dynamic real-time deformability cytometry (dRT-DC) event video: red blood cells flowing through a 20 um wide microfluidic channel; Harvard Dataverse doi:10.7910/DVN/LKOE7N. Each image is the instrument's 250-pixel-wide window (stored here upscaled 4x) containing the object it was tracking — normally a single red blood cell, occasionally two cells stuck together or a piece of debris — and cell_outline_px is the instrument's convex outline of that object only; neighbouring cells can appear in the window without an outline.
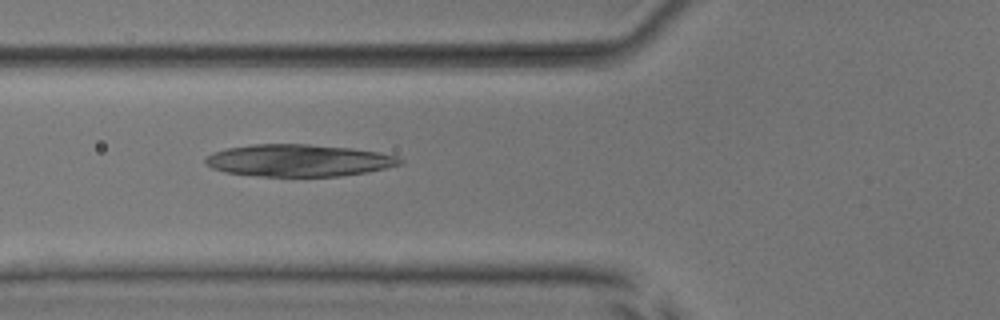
{"species": "common noctule bat (a hibernating species)", "species_latin": "Nyctalus noctula", "temperature_condition": "room temperature", "stored_images_in_passage": 37, "camera_frame_rate_fps": 3000, "um_per_image_px": 0.085, "animal": {"sex": "male", "body_mass_g": 17.9, "forearm_length_mm": 54.2}, "frame": {"image": 1, "passage_image": 8, "time_ms": 2.333, "image_size_px": [1000, 320], "cell_outline_px": [[404, 160], [400, 164], [384, 168], [364, 172], [340, 176], [260, 176], [224, 172], [212, 168], [204, 164], [204, 160], [212, 152], [228, 148], [252, 144], [308, 144], [352, 148], [380, 152], [396, 156]], "centroid_in_image_um": [25.35, 13.63], "position_along_channel_um": 100.5, "area_um2": 36.3}}
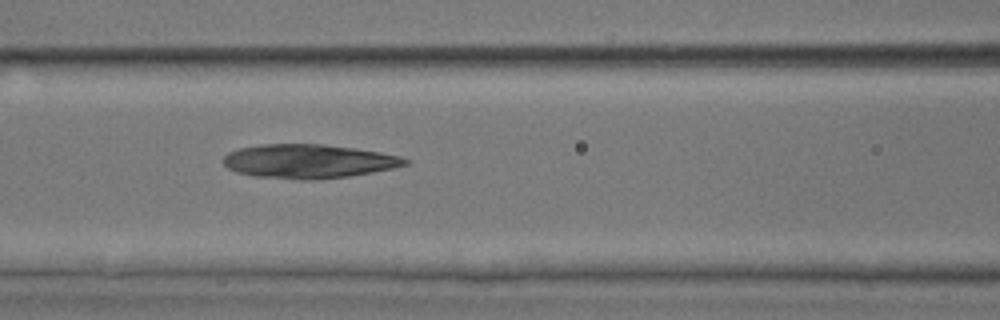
{"frame": {"image": 2, "passage_image": 11, "time_ms": 3.333, "image_size_px": [1000, 320], "cell_outline_px": [[412, 160], [408, 164], [392, 168], [372, 172], [348, 176], [316, 180], [300, 180], [256, 176], [236, 172], [228, 168], [224, 164], [224, 156], [228, 152], [240, 148], [260, 144], [324, 144], [356, 148], [380, 152], [400, 156]], "centroid_in_image_um": [26.24, 13.7], "position_along_channel_um": 140.4, "area_um2": 36.07}}
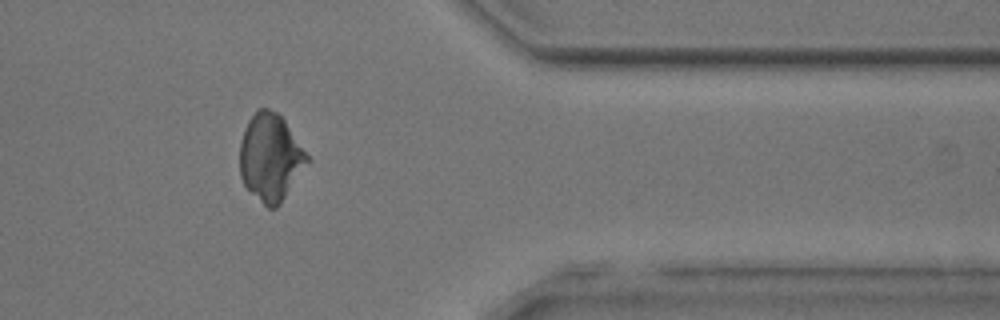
{"frame": {"image": 3, "passage_image": 31, "time_ms": 10.0, "image_size_px": [1000, 320], "cell_outline_px": [[312, 160], [280, 204], [276, 208], [268, 208], [244, 184], [240, 176], [240, 140], [244, 128], [248, 120], [260, 108], [268, 108], [276, 112], [284, 120]], "centroid_in_image_um": [23.01, 13.38], "position_along_channel_um": 388.4, "area_um2": 34.28}}